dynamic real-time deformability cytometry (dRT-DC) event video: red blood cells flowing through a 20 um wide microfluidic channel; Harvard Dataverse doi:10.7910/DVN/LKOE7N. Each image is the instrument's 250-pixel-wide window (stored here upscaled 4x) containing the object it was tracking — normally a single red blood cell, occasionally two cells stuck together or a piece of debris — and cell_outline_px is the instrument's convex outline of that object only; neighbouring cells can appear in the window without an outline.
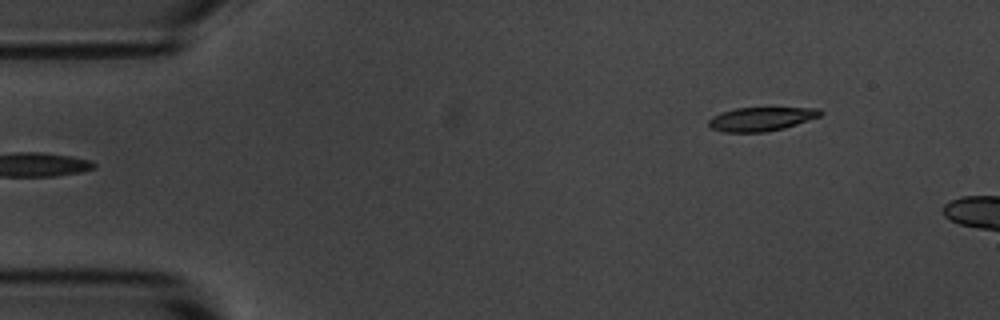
{"species": "common noctule bat (a hibernating species)", "species_latin": "Nyctalus noctula", "temperature_condition": "room temperature", "stored_images_in_passage": 2, "camera_frame_rate_fps": 3000, "um_per_image_px": 0.085, "animal": {"sex": "male", "body_mass_g": 20.1, "forearm_length_mm": 53.5}, "frame": {"image": 1, "passage_image": 2, "time_ms": 1.0, "image_size_px": [1000, 320], "cell_outline_px": [[824, 112], [820, 116], [784, 128], [764, 132], [724, 132], [712, 128], [708, 124], [708, 120], [712, 116], [736, 108], [820, 108]], "centroid_in_image_um": [64.71, 10.11], "position_along_channel_um": 20.3, "area_um2": 15.32}}